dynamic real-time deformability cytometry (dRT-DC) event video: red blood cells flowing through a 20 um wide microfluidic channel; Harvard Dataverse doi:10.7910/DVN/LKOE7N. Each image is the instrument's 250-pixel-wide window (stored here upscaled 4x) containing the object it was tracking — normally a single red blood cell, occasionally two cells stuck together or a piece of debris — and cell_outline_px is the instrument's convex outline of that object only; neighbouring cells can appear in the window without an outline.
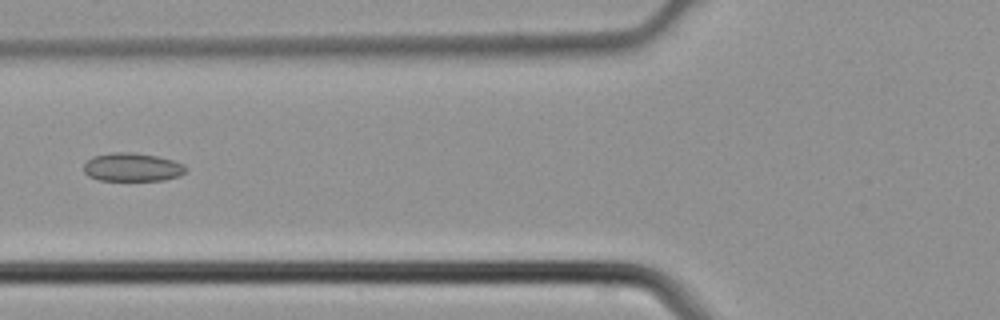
{"species": "common noctule bat (a hibernating species)", "species_latin": "Nyctalus noctula", "temperature_condition": "cold", "stored_images_in_passage": 6, "camera_frame_rate_fps": 3000, "um_per_image_px": 0.085, "animal": {"sex": "male", "body_mass_g": 21.5, "forearm_length_mm": 52.0}, "frame": {"image": 1, "passage_image": 6, "time_ms": 1.667, "image_size_px": [1000, 320], "cell_outline_px": [[184, 172], [180, 176], [164, 180], [100, 180], [88, 176], [84, 172], [84, 164], [92, 156], [112, 152], [132, 152], [156, 156], [172, 160], [184, 164]], "centroid_in_image_um": [11.21, 14.21], "position_along_channel_um": 114.6, "area_um2": 16.82}}